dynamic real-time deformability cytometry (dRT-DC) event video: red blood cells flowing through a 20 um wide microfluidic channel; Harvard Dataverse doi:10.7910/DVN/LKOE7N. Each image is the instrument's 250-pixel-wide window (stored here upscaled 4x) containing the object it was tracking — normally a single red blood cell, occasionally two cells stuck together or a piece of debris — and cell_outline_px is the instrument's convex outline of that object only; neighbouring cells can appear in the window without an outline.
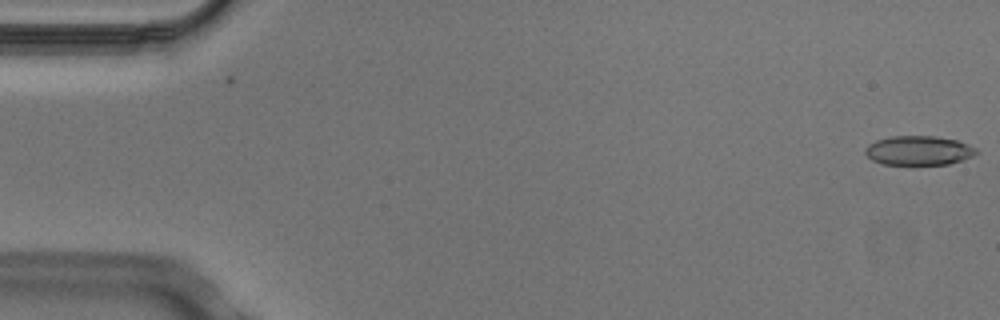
{"species": "Egyptian fruit bat (a non-hibernating species)", "species_latin": "Rousettus aegyptiacus", "temperature_condition": "cold", "stored_images_in_passage": 4, "camera_frame_rate_fps": 3000, "um_per_image_px": 0.085, "animal": {"sex": "male"}, "frame": {"image": 1, "passage_image": 1, "time_ms": 0.0, "image_size_px": [1000, 320], "cell_outline_px": [[980, 152], [964, 160], [948, 164], [884, 164], [872, 160], [864, 152], [864, 148], [868, 144], [876, 140], [892, 136], [936, 136], [956, 140], [968, 144], [976, 148]], "centroid_in_image_um": [78.1, 12.79], "position_along_channel_um": 6.9, "area_um2": 19.02}}